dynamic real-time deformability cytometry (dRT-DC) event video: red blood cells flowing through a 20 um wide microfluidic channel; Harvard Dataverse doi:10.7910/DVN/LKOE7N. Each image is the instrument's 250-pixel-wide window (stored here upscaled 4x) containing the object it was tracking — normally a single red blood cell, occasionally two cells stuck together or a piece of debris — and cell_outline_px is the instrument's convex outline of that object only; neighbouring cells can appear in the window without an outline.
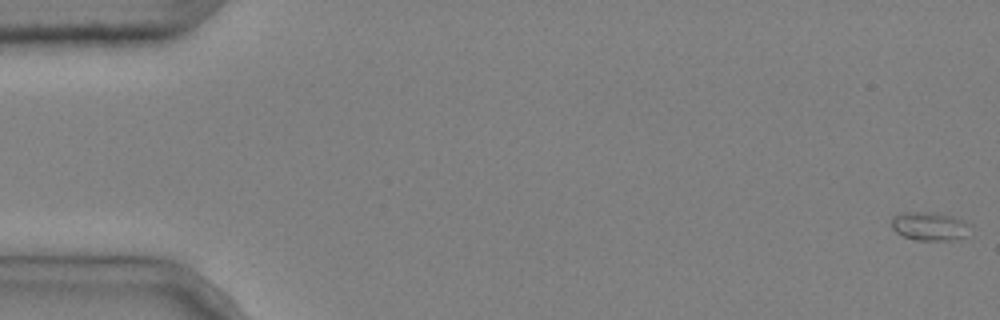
{"species": "common noctule bat (a hibernating species)", "species_latin": "Nyctalus noctula", "temperature_condition": "cold", "stored_images_in_passage": 9, "camera_frame_rate_fps": 3000, "um_per_image_px": 0.085, "animal": {"sex": "male", "body_mass_g": 20.4}, "frame": {"image": 1, "passage_image": 1, "time_ms": 0.0, "image_size_px": [1000, 320], "cell_outline_px": [[972, 224], [964, 236], [956, 240], [916, 240], [904, 236], [896, 232], [892, 228], [892, 216], [900, 212], [932, 212], [952, 216], [964, 220]], "centroid_in_image_um": [79.01, 19.22], "position_along_channel_um": 6.0, "area_um2": 13.18}}